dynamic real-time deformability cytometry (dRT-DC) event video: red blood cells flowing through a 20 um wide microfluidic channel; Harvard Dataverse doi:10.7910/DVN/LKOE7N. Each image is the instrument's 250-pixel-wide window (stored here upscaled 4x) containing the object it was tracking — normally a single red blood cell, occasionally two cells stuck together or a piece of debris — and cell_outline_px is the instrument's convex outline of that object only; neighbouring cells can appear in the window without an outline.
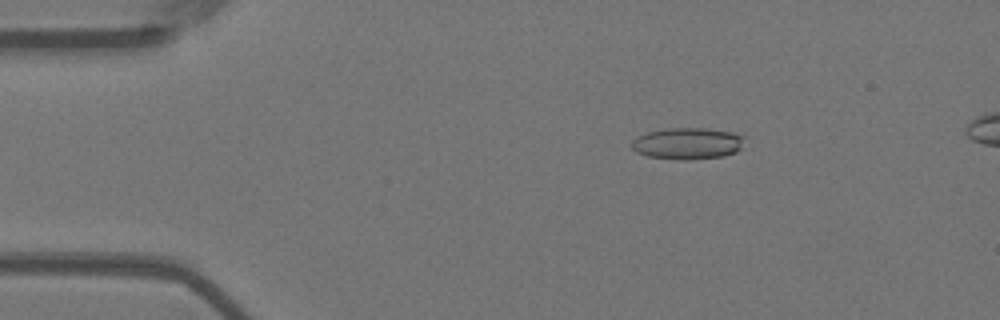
{"species": "Egyptian fruit bat (a non-hibernating species)", "species_latin": "Rousettus aegyptiacus", "temperature_condition": "warm", "stored_images_in_passage": 54, "camera_frame_rate_fps": 3000, "um_per_image_px": 0.085, "animal": {"sex": "female"}, "frame": {"image": 1, "passage_image": 9, "time_ms": 2.667, "image_size_px": [1000, 320], "cell_outline_px": [[748, 136], [740, 148], [736, 152], [724, 156], [692, 160], [680, 160], [648, 156], [636, 152], [632, 148], [632, 140], [636, 136], [648, 132], [668, 128], [708, 128], [732, 132]], "centroid_in_image_um": [58.48, 12.19], "position_along_channel_um": 26.5, "area_um2": 21.1}}
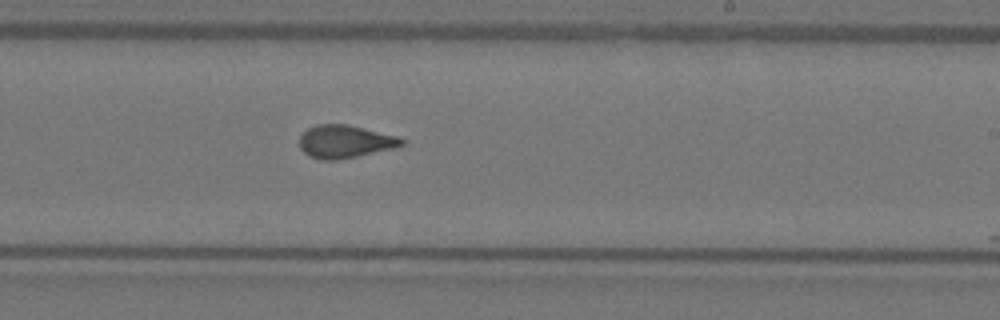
{"frame": {"image": 2, "passage_image": 33, "time_ms": 10.667, "image_size_px": [1000, 320], "cell_outline_px": [[404, 144], [392, 148], [356, 156], [336, 160], [320, 160], [308, 156], [300, 148], [300, 136], [308, 128], [316, 124], [348, 124], [400, 136], [404, 140]], "centroid_in_image_um": [29.31, 12.02], "position_along_channel_um": 259.7, "area_um2": 19.59}}
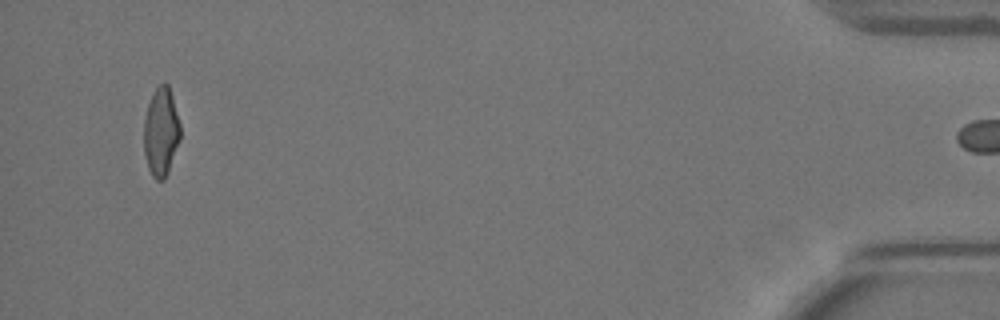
{"frame": {"image": 3, "passage_image": 53, "time_ms": 17.333, "image_size_px": [1000, 320], "cell_outline_px": [[180, 140], [168, 172], [164, 180], [156, 180], [152, 176], [148, 168], [144, 156], [144, 120], [148, 104], [156, 88], [164, 80], [168, 84], [172, 96], [180, 124]], "centroid_in_image_um": [13.68, 11.23], "position_along_channel_um": 421.5, "area_um2": 18.84}, "authors_computed_cell_mechanics": {"area_um2": 19.4786, "velocity_mm_per_s": 3.6547, "shape_relaxation_time_tau1_ms": null, "shape_relaxation_time_tau2_ms": 1.395, "deformation_change_tau1": null, "deformation_change_tau2": 0.082}}